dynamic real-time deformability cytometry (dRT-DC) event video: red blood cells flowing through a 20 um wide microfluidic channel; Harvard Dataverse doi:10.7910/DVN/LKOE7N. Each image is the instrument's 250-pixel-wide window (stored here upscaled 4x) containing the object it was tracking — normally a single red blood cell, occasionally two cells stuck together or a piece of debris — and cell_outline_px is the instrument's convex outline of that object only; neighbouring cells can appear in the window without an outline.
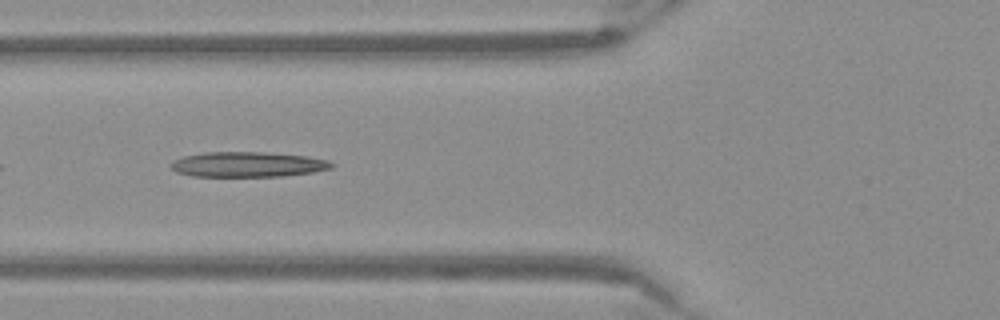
{"species": "Egyptian fruit bat (a non-hibernating species)", "species_latin": "Rousettus aegyptiacus", "temperature_condition": "warm", "stored_images_in_passage": 11, "camera_frame_rate_fps": 3000, "um_per_image_px": 0.085, "frame": {"image": 1, "passage_image": 5, "time_ms": 1.333, "image_size_px": [1000, 320], "cell_outline_px": [[336, 164], [332, 168], [312, 172], [284, 176], [192, 176], [176, 172], [172, 168], [172, 160], [184, 156], [204, 152], [264, 152], [308, 156], [328, 160]], "centroid_in_image_um": [21.08, 13.97], "position_along_channel_um": 104.7, "area_um2": 23.58}}
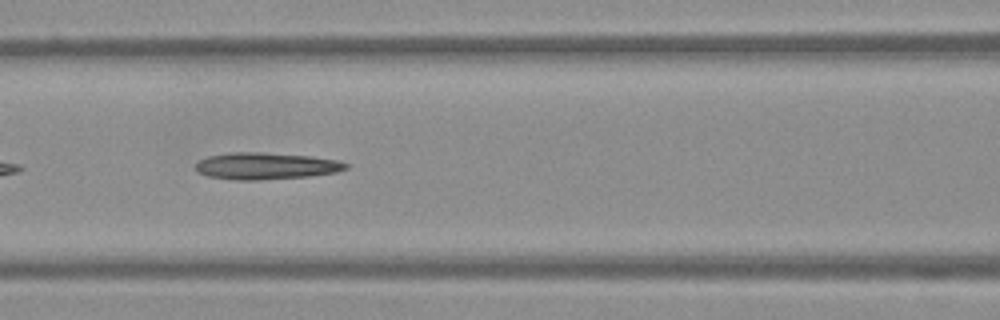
{"frame": {"image": 2, "passage_image": 8, "time_ms": 2.333, "image_size_px": [1000, 320], "cell_outline_px": [[352, 164], [348, 168], [336, 172], [308, 176], [260, 180], [236, 180], [208, 176], [196, 172], [196, 160], [208, 156], [232, 152], [260, 152], [312, 156], [340, 160]], "centroid_in_image_um": [22.62, 14.1], "position_along_channel_um": 144.0, "area_um2": 23.76}}
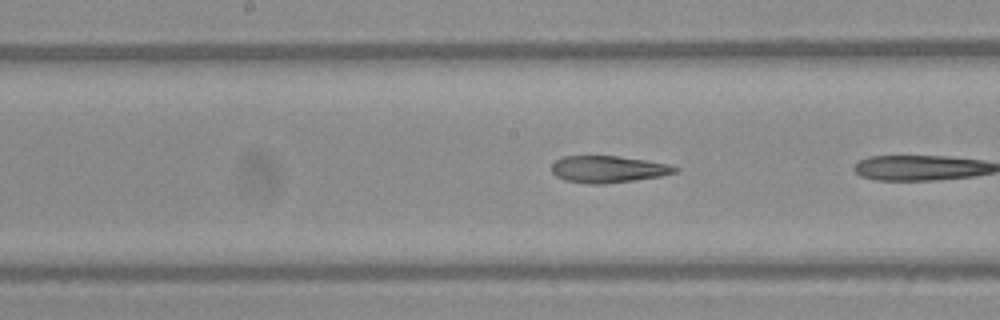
{"frame": {"image": 3, "passage_image": 10, "time_ms": 3.0, "image_size_px": [1000, 320], "cell_outline_px": [[680, 168], [676, 172], [660, 176], [604, 184], [588, 184], [564, 180], [556, 176], [552, 172], [552, 164], [556, 160], [564, 156], [620, 156], [668, 164]], "centroid_in_image_um": [51.66, 14.38], "position_along_channel_um": 196.5, "area_um2": 19.19}}